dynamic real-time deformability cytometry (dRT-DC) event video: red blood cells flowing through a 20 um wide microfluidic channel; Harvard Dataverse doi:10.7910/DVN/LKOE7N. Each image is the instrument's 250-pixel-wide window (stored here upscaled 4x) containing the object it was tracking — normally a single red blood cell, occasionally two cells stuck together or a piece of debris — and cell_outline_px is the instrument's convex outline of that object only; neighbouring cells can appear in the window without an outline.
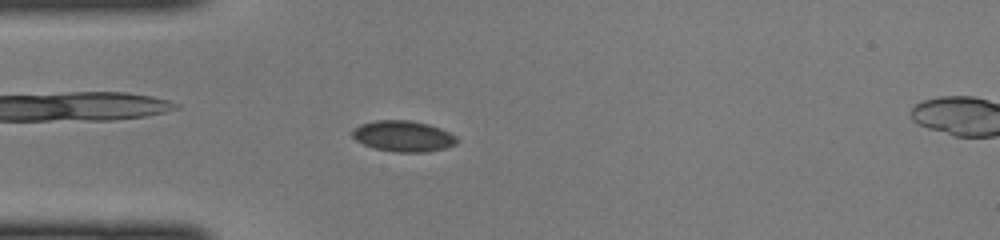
{"species": "common noctule bat (a hibernating species)", "species_latin": "Nyctalus noctula", "temperature_condition": "cold", "stored_images_in_passage": 35, "camera_frame_rate_fps": 3000, "um_per_image_px": 0.085, "animal": {"sex": "female", "body_mass_g": 22.0, "forearm_length_mm": 56.7}, "frame": {"image": 1, "passage_image": 1, "time_ms": 0.0, "image_size_px": [1000, 240], "cell_outline_px": [[460, 140], [456, 144], [444, 148], [428, 152], [396, 152], [372, 148], [356, 140], [352, 136], [352, 128], [360, 124], [376, 120], [408, 120], [428, 124], [440, 128], [456, 136]], "centroid_in_image_um": [34.26, 11.57], "position_along_channel_um": 50.7, "area_um2": 18.96}}
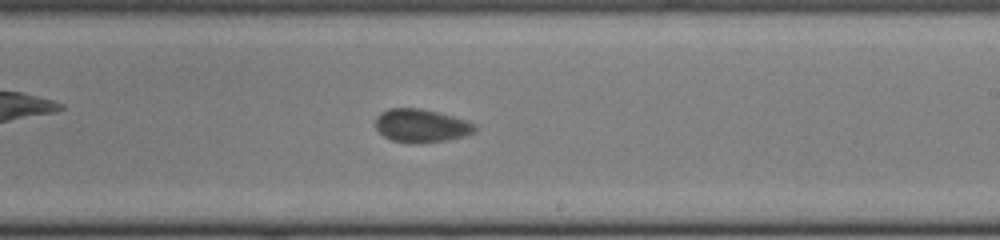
{"frame": {"image": 2, "passage_image": 16, "time_ms": 5.0, "image_size_px": [1000, 240], "cell_outline_px": [[476, 132], [464, 136], [448, 140], [420, 144], [412, 144], [392, 140], [384, 136], [376, 128], [376, 116], [380, 112], [388, 108], [420, 108], [452, 116], [476, 124]], "centroid_in_image_um": [35.8, 10.7], "position_along_channel_um": 253.2, "area_um2": 19.42}}
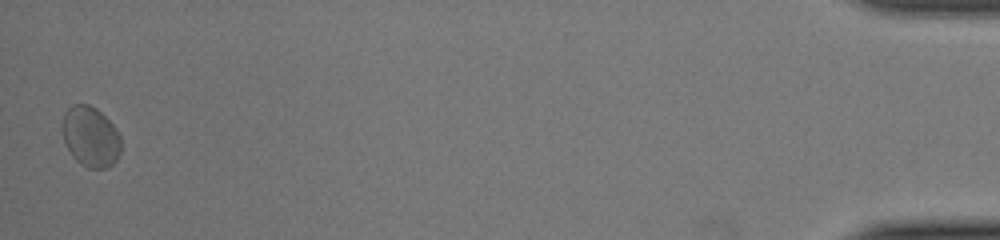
{"frame": {"image": 3, "passage_image": 35, "time_ms": 11.333, "image_size_px": [1000, 240], "cell_outline_px": [[120, 156], [108, 168], [88, 168], [76, 160], [72, 156], [64, 140], [64, 112], [72, 104], [88, 104], [96, 108], [116, 128], [120, 136]], "centroid_in_image_um": [7.72, 11.63], "position_along_channel_um": 427.5, "area_um2": 20.4}}